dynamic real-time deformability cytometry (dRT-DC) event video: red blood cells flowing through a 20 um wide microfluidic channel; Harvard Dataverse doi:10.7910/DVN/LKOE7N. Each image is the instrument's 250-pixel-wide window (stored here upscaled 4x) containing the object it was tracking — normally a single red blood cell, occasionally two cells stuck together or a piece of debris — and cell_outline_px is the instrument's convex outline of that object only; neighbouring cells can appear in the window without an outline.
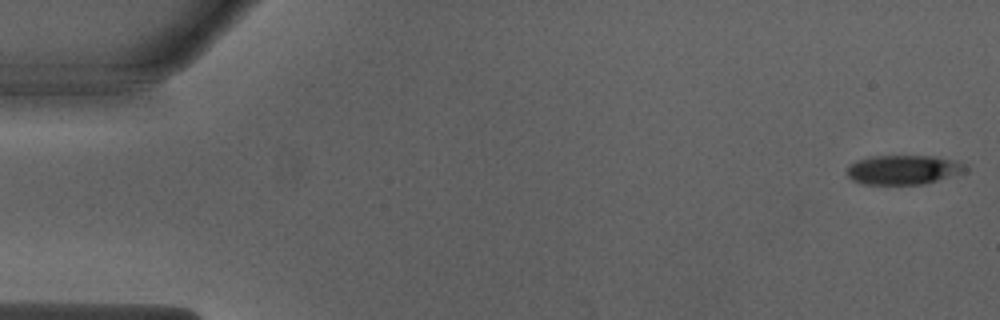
{"species": "Egyptian fruit bat (a non-hibernating species)", "species_latin": "Rousettus aegyptiacus", "temperature_condition": "warm", "stored_images_in_passage": 51, "camera_frame_rate_fps": 3000, "um_per_image_px": 0.085, "animal": {"sex": "male"}, "frame": {"image": 1, "passage_image": 1, "time_ms": 0.0, "image_size_px": [1000, 320], "cell_outline_px": [[968, 168], [964, 172], [924, 184], [864, 184], [852, 180], [848, 176], [848, 164], [856, 160], [868, 156], [932, 156], [952, 160], [968, 164]], "centroid_in_image_um": [76.77, 14.42], "position_along_channel_um": 8.2, "area_um2": 20.29}}
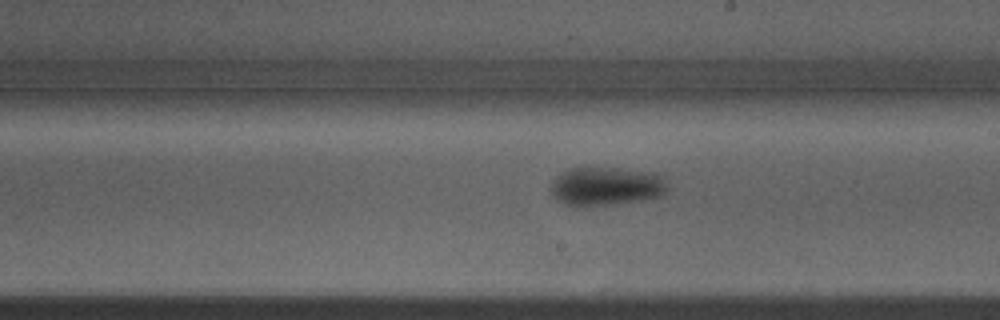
{"frame": {"image": 2, "passage_image": 29, "time_ms": 9.333, "image_size_px": [1000, 320], "cell_outline_px": [[664, 192], [660, 196], [640, 200], [616, 204], [576, 208], [564, 204], [556, 200], [552, 196], [552, 184], [556, 176], [560, 172], [568, 168], [620, 168], [652, 172], [660, 176], [664, 184]], "centroid_in_image_um": [51.42, 15.85], "position_along_channel_um": 237.6, "area_um2": 26.3}}
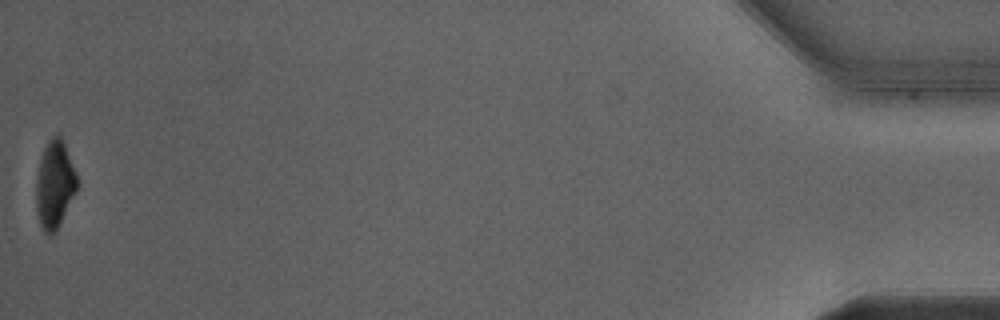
{"frame": {"image": 3, "passage_image": 51, "time_ms": 16.667, "image_size_px": [1000, 320], "cell_outline_px": [[76, 192], [56, 232], [48, 236], [44, 232], [40, 224], [36, 212], [36, 176], [40, 156], [48, 140], [56, 132], [60, 136], [64, 144], [76, 172]], "centroid_in_image_um": [4.62, 15.69], "position_along_channel_um": 430.6, "area_um2": 20.98}, "authors_computed_cell_mechanics": {"area_um2": 23.9292, "velocity_mm_per_s": 4.0121, "shape_relaxation_time_tau1_ms": 3.9329, "shape_relaxation_time_tau2_ms": null, "deformation_change_tau1": 0.1735, "deformation_change_tau2": null}}